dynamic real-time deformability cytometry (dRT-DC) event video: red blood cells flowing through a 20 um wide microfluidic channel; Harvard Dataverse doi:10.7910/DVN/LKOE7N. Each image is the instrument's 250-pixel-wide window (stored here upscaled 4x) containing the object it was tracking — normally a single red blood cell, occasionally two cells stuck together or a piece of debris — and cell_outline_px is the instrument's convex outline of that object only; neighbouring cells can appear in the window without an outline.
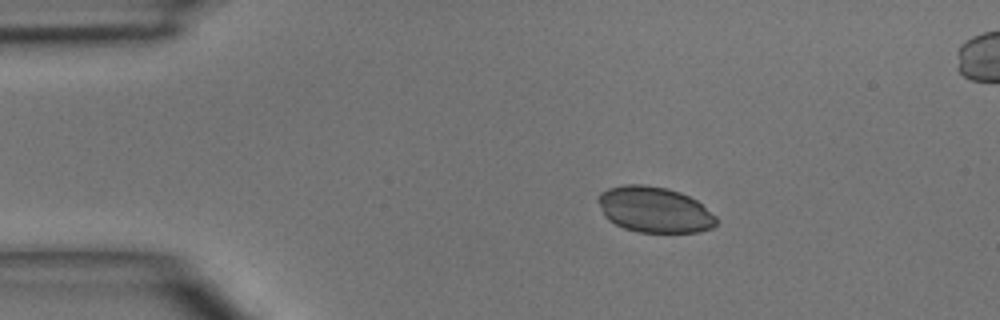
{"species": "common noctule bat (a hibernating species)", "species_latin": "Nyctalus noctula", "temperature_condition": "room temperature", "stored_images_in_passage": 3, "camera_frame_rate_fps": 3000, "um_per_image_px": 0.085, "animal": {"sex": "male", "body_mass_g": 15.6}, "frame": {"image": 1, "passage_image": 1, "time_ms": 0.0, "image_size_px": [1000, 320], "cell_outline_px": [[716, 224], [712, 228], [700, 232], [640, 232], [624, 228], [608, 220], [604, 216], [596, 200], [600, 192], [608, 188], [624, 184], [644, 184], [668, 188], [680, 192], [696, 200], [716, 216]], "centroid_in_image_um": [55.59, 17.81], "position_along_channel_um": 29.4, "area_um2": 31.67}}